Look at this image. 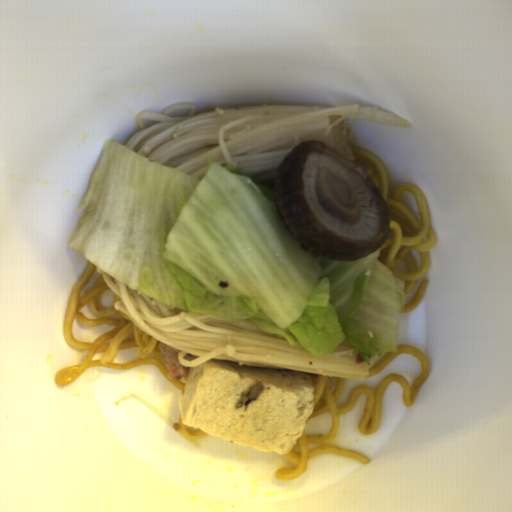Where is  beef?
I'll return each mask as SVG.
<instances>
[{
    "mask_svg": "<svg viewBox=\"0 0 512 512\" xmlns=\"http://www.w3.org/2000/svg\"><path fill=\"white\" fill-rule=\"evenodd\" d=\"M184 360H189V361H192V360H196L197 358H199L198 355H193V354H189V353H186L184 356H183Z\"/></svg>",
    "mask_w": 512,
    "mask_h": 512,
    "instance_id": "obj_2",
    "label": "beef"
},
{
    "mask_svg": "<svg viewBox=\"0 0 512 512\" xmlns=\"http://www.w3.org/2000/svg\"><path fill=\"white\" fill-rule=\"evenodd\" d=\"M362 362H365L364 359L362 358V356L360 355V353L358 352L356 354V364H360Z\"/></svg>",
    "mask_w": 512,
    "mask_h": 512,
    "instance_id": "obj_3",
    "label": "beef"
},
{
    "mask_svg": "<svg viewBox=\"0 0 512 512\" xmlns=\"http://www.w3.org/2000/svg\"><path fill=\"white\" fill-rule=\"evenodd\" d=\"M161 358L167 368L168 378L179 380L183 376H188L191 367H185L179 360L180 351L172 348L160 340L158 346Z\"/></svg>",
    "mask_w": 512,
    "mask_h": 512,
    "instance_id": "obj_1",
    "label": "beef"
}]
</instances>
